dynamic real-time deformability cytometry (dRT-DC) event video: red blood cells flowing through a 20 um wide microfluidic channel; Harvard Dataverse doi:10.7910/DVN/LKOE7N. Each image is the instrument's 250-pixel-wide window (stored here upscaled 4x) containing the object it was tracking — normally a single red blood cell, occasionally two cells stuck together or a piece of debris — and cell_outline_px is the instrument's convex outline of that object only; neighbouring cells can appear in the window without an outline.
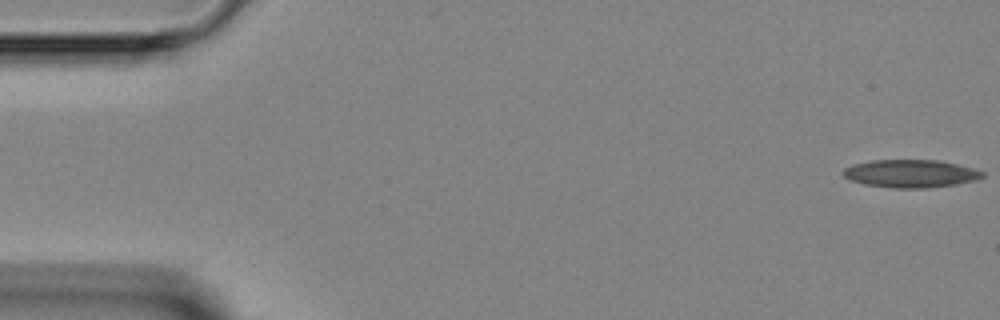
{"species": "Egyptian fruit bat (a non-hibernating species)", "species_latin": "Rousettus aegyptiacus", "temperature_condition": "room temperature", "stored_images_in_passage": 5, "segment_of_instrument_passage": [2, 2], "camera_frame_rate_fps": 3000, "um_per_image_px": 0.085, "animal": {"sex": "female"}, "frame": {"image": 1, "passage_image": 5, "time_ms": 5.333, "image_size_px": [1000, 320], "cell_outline_px": [[984, 176], [976, 180], [956, 184], [924, 188], [892, 188], [864, 184], [852, 180], [844, 176], [840, 172], [844, 168], [852, 164], [872, 160], [936, 160], [956, 164], [972, 168], [984, 172]], "centroid_in_image_um": [77.37, 14.75], "position_along_channel_um": 7.6, "area_um2": 22.54}}